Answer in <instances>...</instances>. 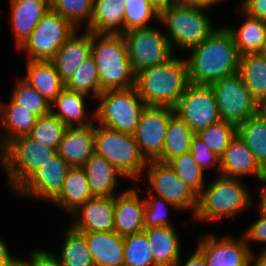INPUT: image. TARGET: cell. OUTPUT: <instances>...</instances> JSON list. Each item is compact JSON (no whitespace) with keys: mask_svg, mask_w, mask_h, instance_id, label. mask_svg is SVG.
Listing matches in <instances>:
<instances>
[{"mask_svg":"<svg viewBox=\"0 0 266 266\" xmlns=\"http://www.w3.org/2000/svg\"><path fill=\"white\" fill-rule=\"evenodd\" d=\"M191 51V52H190ZM185 56L189 83L211 85L224 77L238 73L240 55L231 32L219 26Z\"/></svg>","mask_w":266,"mask_h":266,"instance_id":"1","label":"cell"},{"mask_svg":"<svg viewBox=\"0 0 266 266\" xmlns=\"http://www.w3.org/2000/svg\"><path fill=\"white\" fill-rule=\"evenodd\" d=\"M188 84L187 61L176 56L135 76V87L147 106L174 108Z\"/></svg>","mask_w":266,"mask_h":266,"instance_id":"2","label":"cell"},{"mask_svg":"<svg viewBox=\"0 0 266 266\" xmlns=\"http://www.w3.org/2000/svg\"><path fill=\"white\" fill-rule=\"evenodd\" d=\"M240 178L217 175L204 186L197 196L195 221L212 222L232 218L248 210L252 205V194Z\"/></svg>","mask_w":266,"mask_h":266,"instance_id":"3","label":"cell"},{"mask_svg":"<svg viewBox=\"0 0 266 266\" xmlns=\"http://www.w3.org/2000/svg\"><path fill=\"white\" fill-rule=\"evenodd\" d=\"M91 56L98 69L101 93L135 86L136 75L122 34L92 33Z\"/></svg>","mask_w":266,"mask_h":266,"instance_id":"4","label":"cell"},{"mask_svg":"<svg viewBox=\"0 0 266 266\" xmlns=\"http://www.w3.org/2000/svg\"><path fill=\"white\" fill-rule=\"evenodd\" d=\"M205 10L175 3L160 10L159 23L167 27L164 32L173 51L177 47L188 52L218 28L213 26Z\"/></svg>","mask_w":266,"mask_h":266,"instance_id":"5","label":"cell"},{"mask_svg":"<svg viewBox=\"0 0 266 266\" xmlns=\"http://www.w3.org/2000/svg\"><path fill=\"white\" fill-rule=\"evenodd\" d=\"M96 123L95 153L110 162L125 179L141 181L147 161L141 155L134 136Z\"/></svg>","mask_w":266,"mask_h":266,"instance_id":"6","label":"cell"},{"mask_svg":"<svg viewBox=\"0 0 266 266\" xmlns=\"http://www.w3.org/2000/svg\"><path fill=\"white\" fill-rule=\"evenodd\" d=\"M94 110L97 124L107 128L133 135L146 103L137 92L136 87L128 89L103 91L95 102Z\"/></svg>","mask_w":266,"mask_h":266,"instance_id":"7","label":"cell"},{"mask_svg":"<svg viewBox=\"0 0 266 266\" xmlns=\"http://www.w3.org/2000/svg\"><path fill=\"white\" fill-rule=\"evenodd\" d=\"M56 154V149L44 147L29 136H21L10 141L0 151V163L7 175L12 193Z\"/></svg>","mask_w":266,"mask_h":266,"instance_id":"8","label":"cell"},{"mask_svg":"<svg viewBox=\"0 0 266 266\" xmlns=\"http://www.w3.org/2000/svg\"><path fill=\"white\" fill-rule=\"evenodd\" d=\"M122 35L135 75L144 69L162 64L175 55L165 32L159 28L150 26L132 29Z\"/></svg>","mask_w":266,"mask_h":266,"instance_id":"9","label":"cell"},{"mask_svg":"<svg viewBox=\"0 0 266 266\" xmlns=\"http://www.w3.org/2000/svg\"><path fill=\"white\" fill-rule=\"evenodd\" d=\"M77 28L59 13L49 10L19 48L30 61H51Z\"/></svg>","mask_w":266,"mask_h":266,"instance_id":"10","label":"cell"},{"mask_svg":"<svg viewBox=\"0 0 266 266\" xmlns=\"http://www.w3.org/2000/svg\"><path fill=\"white\" fill-rule=\"evenodd\" d=\"M221 121L238 126L258 114V103L252 97L239 73L212 83Z\"/></svg>","mask_w":266,"mask_h":266,"instance_id":"11","label":"cell"},{"mask_svg":"<svg viewBox=\"0 0 266 266\" xmlns=\"http://www.w3.org/2000/svg\"><path fill=\"white\" fill-rule=\"evenodd\" d=\"M177 114L196 134L221 121L215 93L210 85L189 83L174 107Z\"/></svg>","mask_w":266,"mask_h":266,"instance_id":"12","label":"cell"},{"mask_svg":"<svg viewBox=\"0 0 266 266\" xmlns=\"http://www.w3.org/2000/svg\"><path fill=\"white\" fill-rule=\"evenodd\" d=\"M144 171L148 180V193L164 198L180 210L193 209L194 215L198 195L177 177L167 163L149 161Z\"/></svg>","mask_w":266,"mask_h":266,"instance_id":"13","label":"cell"},{"mask_svg":"<svg viewBox=\"0 0 266 266\" xmlns=\"http://www.w3.org/2000/svg\"><path fill=\"white\" fill-rule=\"evenodd\" d=\"M174 108L146 106L133 134L143 158L157 161L162 156L170 116Z\"/></svg>","mask_w":266,"mask_h":266,"instance_id":"14","label":"cell"},{"mask_svg":"<svg viewBox=\"0 0 266 266\" xmlns=\"http://www.w3.org/2000/svg\"><path fill=\"white\" fill-rule=\"evenodd\" d=\"M198 248L203 252L207 266H251L252 249L244 237H218L208 233L198 237Z\"/></svg>","mask_w":266,"mask_h":266,"instance_id":"15","label":"cell"},{"mask_svg":"<svg viewBox=\"0 0 266 266\" xmlns=\"http://www.w3.org/2000/svg\"><path fill=\"white\" fill-rule=\"evenodd\" d=\"M69 165L57 153L34 172L14 193L26 199L51 201L59 194Z\"/></svg>","mask_w":266,"mask_h":266,"instance_id":"16","label":"cell"},{"mask_svg":"<svg viewBox=\"0 0 266 266\" xmlns=\"http://www.w3.org/2000/svg\"><path fill=\"white\" fill-rule=\"evenodd\" d=\"M115 197H92L69 216L70 226L78 232H110L114 230Z\"/></svg>","mask_w":266,"mask_h":266,"instance_id":"17","label":"cell"},{"mask_svg":"<svg viewBox=\"0 0 266 266\" xmlns=\"http://www.w3.org/2000/svg\"><path fill=\"white\" fill-rule=\"evenodd\" d=\"M219 174L223 177L240 178L253 175L257 181L266 178V171L258 164L253 152L236 134L220 156Z\"/></svg>","mask_w":266,"mask_h":266,"instance_id":"18","label":"cell"},{"mask_svg":"<svg viewBox=\"0 0 266 266\" xmlns=\"http://www.w3.org/2000/svg\"><path fill=\"white\" fill-rule=\"evenodd\" d=\"M145 198L137 189L127 188L115 196L114 231L120 236L140 233L144 225Z\"/></svg>","mask_w":266,"mask_h":266,"instance_id":"19","label":"cell"},{"mask_svg":"<svg viewBox=\"0 0 266 266\" xmlns=\"http://www.w3.org/2000/svg\"><path fill=\"white\" fill-rule=\"evenodd\" d=\"M95 122L88 126L67 127L57 153L70 167H82L95 153Z\"/></svg>","mask_w":266,"mask_h":266,"instance_id":"20","label":"cell"},{"mask_svg":"<svg viewBox=\"0 0 266 266\" xmlns=\"http://www.w3.org/2000/svg\"><path fill=\"white\" fill-rule=\"evenodd\" d=\"M10 21L19 49L41 18L50 10L49 0H10Z\"/></svg>","mask_w":266,"mask_h":266,"instance_id":"21","label":"cell"},{"mask_svg":"<svg viewBox=\"0 0 266 266\" xmlns=\"http://www.w3.org/2000/svg\"><path fill=\"white\" fill-rule=\"evenodd\" d=\"M77 32L67 39L51 60L64 83L91 56L92 32L86 30L79 35Z\"/></svg>","mask_w":266,"mask_h":266,"instance_id":"22","label":"cell"},{"mask_svg":"<svg viewBox=\"0 0 266 266\" xmlns=\"http://www.w3.org/2000/svg\"><path fill=\"white\" fill-rule=\"evenodd\" d=\"M95 266H124V237L110 232H80Z\"/></svg>","mask_w":266,"mask_h":266,"instance_id":"23","label":"cell"},{"mask_svg":"<svg viewBox=\"0 0 266 266\" xmlns=\"http://www.w3.org/2000/svg\"><path fill=\"white\" fill-rule=\"evenodd\" d=\"M151 246L152 257L157 266H174L181 257V241L177 229L158 226L143 230Z\"/></svg>","mask_w":266,"mask_h":266,"instance_id":"24","label":"cell"},{"mask_svg":"<svg viewBox=\"0 0 266 266\" xmlns=\"http://www.w3.org/2000/svg\"><path fill=\"white\" fill-rule=\"evenodd\" d=\"M8 101L6 104L0 101V125L4 130L0 134V151L13 139L28 136L38 118L11 98Z\"/></svg>","mask_w":266,"mask_h":266,"instance_id":"25","label":"cell"},{"mask_svg":"<svg viewBox=\"0 0 266 266\" xmlns=\"http://www.w3.org/2000/svg\"><path fill=\"white\" fill-rule=\"evenodd\" d=\"M82 168L93 197L116 196L117 178L124 176L110 162L94 153Z\"/></svg>","mask_w":266,"mask_h":266,"instance_id":"26","label":"cell"},{"mask_svg":"<svg viewBox=\"0 0 266 266\" xmlns=\"http://www.w3.org/2000/svg\"><path fill=\"white\" fill-rule=\"evenodd\" d=\"M87 97L85 94L64 89L51 103V112L67 127L91 125L95 122V114L94 111L89 114V110L85 107Z\"/></svg>","mask_w":266,"mask_h":266,"instance_id":"27","label":"cell"},{"mask_svg":"<svg viewBox=\"0 0 266 266\" xmlns=\"http://www.w3.org/2000/svg\"><path fill=\"white\" fill-rule=\"evenodd\" d=\"M126 0H93V14L86 30L96 34L124 33Z\"/></svg>","mask_w":266,"mask_h":266,"instance_id":"28","label":"cell"},{"mask_svg":"<svg viewBox=\"0 0 266 266\" xmlns=\"http://www.w3.org/2000/svg\"><path fill=\"white\" fill-rule=\"evenodd\" d=\"M26 71L27 74L22 78L50 103L65 89L52 61L27 60Z\"/></svg>","mask_w":266,"mask_h":266,"instance_id":"29","label":"cell"},{"mask_svg":"<svg viewBox=\"0 0 266 266\" xmlns=\"http://www.w3.org/2000/svg\"><path fill=\"white\" fill-rule=\"evenodd\" d=\"M92 197L83 168L69 167L61 191L51 202L70 215Z\"/></svg>","mask_w":266,"mask_h":266,"instance_id":"30","label":"cell"},{"mask_svg":"<svg viewBox=\"0 0 266 266\" xmlns=\"http://www.w3.org/2000/svg\"><path fill=\"white\" fill-rule=\"evenodd\" d=\"M239 9L240 7L238 12L244 14V22L239 27H233L231 24L225 26L231 32L240 56L258 53L266 40V21L252 17Z\"/></svg>","mask_w":266,"mask_h":266,"instance_id":"31","label":"cell"},{"mask_svg":"<svg viewBox=\"0 0 266 266\" xmlns=\"http://www.w3.org/2000/svg\"><path fill=\"white\" fill-rule=\"evenodd\" d=\"M238 73L259 104L266 97V59L258 53L242 55Z\"/></svg>","mask_w":266,"mask_h":266,"instance_id":"32","label":"cell"},{"mask_svg":"<svg viewBox=\"0 0 266 266\" xmlns=\"http://www.w3.org/2000/svg\"><path fill=\"white\" fill-rule=\"evenodd\" d=\"M195 133L175 113L170 116L162 156L157 160L167 163L176 156L190 152L191 140Z\"/></svg>","mask_w":266,"mask_h":266,"instance_id":"33","label":"cell"},{"mask_svg":"<svg viewBox=\"0 0 266 266\" xmlns=\"http://www.w3.org/2000/svg\"><path fill=\"white\" fill-rule=\"evenodd\" d=\"M237 135L253 152L258 164L266 171V118L259 113L237 126Z\"/></svg>","mask_w":266,"mask_h":266,"instance_id":"34","label":"cell"},{"mask_svg":"<svg viewBox=\"0 0 266 266\" xmlns=\"http://www.w3.org/2000/svg\"><path fill=\"white\" fill-rule=\"evenodd\" d=\"M60 256L61 266H95L84 236L70 225L65 232Z\"/></svg>","mask_w":266,"mask_h":266,"instance_id":"35","label":"cell"},{"mask_svg":"<svg viewBox=\"0 0 266 266\" xmlns=\"http://www.w3.org/2000/svg\"><path fill=\"white\" fill-rule=\"evenodd\" d=\"M65 89L87 96L95 100L101 94L98 69L92 56L86 59L64 83Z\"/></svg>","mask_w":266,"mask_h":266,"instance_id":"36","label":"cell"},{"mask_svg":"<svg viewBox=\"0 0 266 266\" xmlns=\"http://www.w3.org/2000/svg\"><path fill=\"white\" fill-rule=\"evenodd\" d=\"M67 126L52 112L37 118L31 133V139L47 148L58 150Z\"/></svg>","mask_w":266,"mask_h":266,"instance_id":"37","label":"cell"},{"mask_svg":"<svg viewBox=\"0 0 266 266\" xmlns=\"http://www.w3.org/2000/svg\"><path fill=\"white\" fill-rule=\"evenodd\" d=\"M177 177L197 195L205 186L204 172L193 159L191 152L174 157L167 162Z\"/></svg>","mask_w":266,"mask_h":266,"instance_id":"38","label":"cell"},{"mask_svg":"<svg viewBox=\"0 0 266 266\" xmlns=\"http://www.w3.org/2000/svg\"><path fill=\"white\" fill-rule=\"evenodd\" d=\"M160 10L148 0H126L124 10V32L150 27L149 21L159 22Z\"/></svg>","mask_w":266,"mask_h":266,"instance_id":"39","label":"cell"},{"mask_svg":"<svg viewBox=\"0 0 266 266\" xmlns=\"http://www.w3.org/2000/svg\"><path fill=\"white\" fill-rule=\"evenodd\" d=\"M124 266H157L143 231L124 236Z\"/></svg>","mask_w":266,"mask_h":266,"instance_id":"40","label":"cell"},{"mask_svg":"<svg viewBox=\"0 0 266 266\" xmlns=\"http://www.w3.org/2000/svg\"><path fill=\"white\" fill-rule=\"evenodd\" d=\"M236 134L237 126L225 121H219L196 133L209 150L219 157L229 146Z\"/></svg>","mask_w":266,"mask_h":266,"instance_id":"41","label":"cell"},{"mask_svg":"<svg viewBox=\"0 0 266 266\" xmlns=\"http://www.w3.org/2000/svg\"><path fill=\"white\" fill-rule=\"evenodd\" d=\"M11 99L37 117L51 112V103L23 78L17 80Z\"/></svg>","mask_w":266,"mask_h":266,"instance_id":"42","label":"cell"},{"mask_svg":"<svg viewBox=\"0 0 266 266\" xmlns=\"http://www.w3.org/2000/svg\"><path fill=\"white\" fill-rule=\"evenodd\" d=\"M50 9L70 21L77 29L82 21L90 23L93 0H49Z\"/></svg>","mask_w":266,"mask_h":266,"instance_id":"43","label":"cell"},{"mask_svg":"<svg viewBox=\"0 0 266 266\" xmlns=\"http://www.w3.org/2000/svg\"><path fill=\"white\" fill-rule=\"evenodd\" d=\"M167 205L175 210H180L174 204L166 201L164 198L153 195L151 193L145 196V210H144V225L145 228L158 227V226H172L169 221L167 213Z\"/></svg>","mask_w":266,"mask_h":266,"instance_id":"44","label":"cell"},{"mask_svg":"<svg viewBox=\"0 0 266 266\" xmlns=\"http://www.w3.org/2000/svg\"><path fill=\"white\" fill-rule=\"evenodd\" d=\"M190 152L193 156V159L203 170V172L205 171L204 169H208L215 165H218L217 171L219 172L220 157L214 152H211L207 145L202 140H200V138L196 134L192 137Z\"/></svg>","mask_w":266,"mask_h":266,"instance_id":"45","label":"cell"},{"mask_svg":"<svg viewBox=\"0 0 266 266\" xmlns=\"http://www.w3.org/2000/svg\"><path fill=\"white\" fill-rule=\"evenodd\" d=\"M28 257L29 260H24L30 266H61L57 254L52 253V251L33 249Z\"/></svg>","mask_w":266,"mask_h":266,"instance_id":"46","label":"cell"},{"mask_svg":"<svg viewBox=\"0 0 266 266\" xmlns=\"http://www.w3.org/2000/svg\"><path fill=\"white\" fill-rule=\"evenodd\" d=\"M243 235L247 244L250 241L266 244V217L260 215V218L251 223Z\"/></svg>","mask_w":266,"mask_h":266,"instance_id":"47","label":"cell"},{"mask_svg":"<svg viewBox=\"0 0 266 266\" xmlns=\"http://www.w3.org/2000/svg\"><path fill=\"white\" fill-rule=\"evenodd\" d=\"M240 5L248 15L266 21V0H242Z\"/></svg>","mask_w":266,"mask_h":266,"instance_id":"48","label":"cell"},{"mask_svg":"<svg viewBox=\"0 0 266 266\" xmlns=\"http://www.w3.org/2000/svg\"><path fill=\"white\" fill-rule=\"evenodd\" d=\"M180 259L174 266H207L203 252L197 247L187 261L182 264ZM182 264V265H181Z\"/></svg>","mask_w":266,"mask_h":266,"instance_id":"49","label":"cell"},{"mask_svg":"<svg viewBox=\"0 0 266 266\" xmlns=\"http://www.w3.org/2000/svg\"><path fill=\"white\" fill-rule=\"evenodd\" d=\"M221 1L222 0H173V3L208 10L214 7L215 4L221 3Z\"/></svg>","mask_w":266,"mask_h":266,"instance_id":"50","label":"cell"},{"mask_svg":"<svg viewBox=\"0 0 266 266\" xmlns=\"http://www.w3.org/2000/svg\"><path fill=\"white\" fill-rule=\"evenodd\" d=\"M1 238V237H0ZM18 257L13 256L7 247V244L0 239V266H12Z\"/></svg>","mask_w":266,"mask_h":266,"instance_id":"51","label":"cell"},{"mask_svg":"<svg viewBox=\"0 0 266 266\" xmlns=\"http://www.w3.org/2000/svg\"><path fill=\"white\" fill-rule=\"evenodd\" d=\"M251 266H266V249H263L258 256L251 253Z\"/></svg>","mask_w":266,"mask_h":266,"instance_id":"52","label":"cell"},{"mask_svg":"<svg viewBox=\"0 0 266 266\" xmlns=\"http://www.w3.org/2000/svg\"><path fill=\"white\" fill-rule=\"evenodd\" d=\"M261 182L264 186L261 188V202L258 204V209L260 210L261 215L266 217V178Z\"/></svg>","mask_w":266,"mask_h":266,"instance_id":"53","label":"cell"},{"mask_svg":"<svg viewBox=\"0 0 266 266\" xmlns=\"http://www.w3.org/2000/svg\"><path fill=\"white\" fill-rule=\"evenodd\" d=\"M159 10L173 3V0H148Z\"/></svg>","mask_w":266,"mask_h":266,"instance_id":"54","label":"cell"},{"mask_svg":"<svg viewBox=\"0 0 266 266\" xmlns=\"http://www.w3.org/2000/svg\"><path fill=\"white\" fill-rule=\"evenodd\" d=\"M258 113L266 118V97L258 104Z\"/></svg>","mask_w":266,"mask_h":266,"instance_id":"55","label":"cell"},{"mask_svg":"<svg viewBox=\"0 0 266 266\" xmlns=\"http://www.w3.org/2000/svg\"><path fill=\"white\" fill-rule=\"evenodd\" d=\"M12 266H30L24 259L22 258H17Z\"/></svg>","mask_w":266,"mask_h":266,"instance_id":"56","label":"cell"},{"mask_svg":"<svg viewBox=\"0 0 266 266\" xmlns=\"http://www.w3.org/2000/svg\"><path fill=\"white\" fill-rule=\"evenodd\" d=\"M258 54L266 59V40L263 43V45H262L260 51L258 52Z\"/></svg>","mask_w":266,"mask_h":266,"instance_id":"57","label":"cell"}]
</instances>
